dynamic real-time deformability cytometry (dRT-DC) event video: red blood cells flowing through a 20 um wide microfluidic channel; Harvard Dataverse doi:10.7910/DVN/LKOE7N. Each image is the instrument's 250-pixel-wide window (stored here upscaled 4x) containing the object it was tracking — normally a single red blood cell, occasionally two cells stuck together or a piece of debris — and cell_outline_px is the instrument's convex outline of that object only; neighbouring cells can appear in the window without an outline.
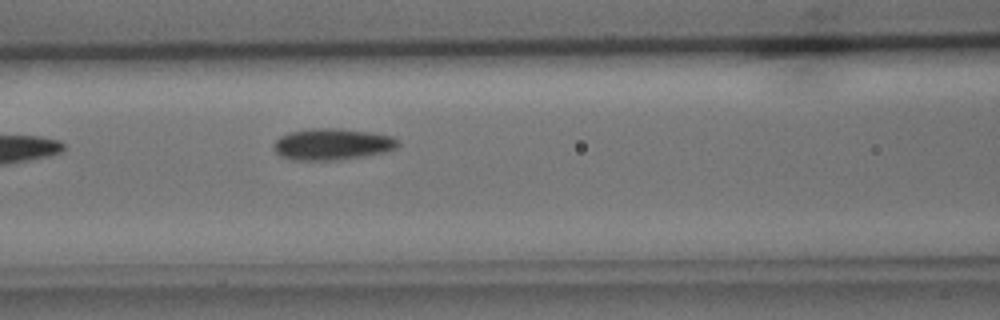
{"species": "common noctule bat (a hibernating species)", "species_latin": "Nyctalus noctula", "temperature_condition": "cold", "stored_images_in_passage": 4, "segment_of_instrument_passage": [1, 2], "camera_frame_rate_fps": 3000, "um_per_image_px": 0.085, "animal": {"sex": "male", "body_mass_g": 15.6}, "frame": {"image": 1, "passage_image": 3, "time_ms": 3.333, "image_size_px": [1000, 320], "cell_outline_px": [[400, 144], [396, 148], [388, 152], [368, 156], [340, 160], [292, 160], [280, 156], [272, 148], [272, 144], [280, 136], [288, 132], [312, 128], [340, 128], [368, 132], [392, 136], [400, 140]], "centroid_in_image_um": [28.25, 12.27], "position_along_channel_um": 138.3, "area_um2": 23.29}}